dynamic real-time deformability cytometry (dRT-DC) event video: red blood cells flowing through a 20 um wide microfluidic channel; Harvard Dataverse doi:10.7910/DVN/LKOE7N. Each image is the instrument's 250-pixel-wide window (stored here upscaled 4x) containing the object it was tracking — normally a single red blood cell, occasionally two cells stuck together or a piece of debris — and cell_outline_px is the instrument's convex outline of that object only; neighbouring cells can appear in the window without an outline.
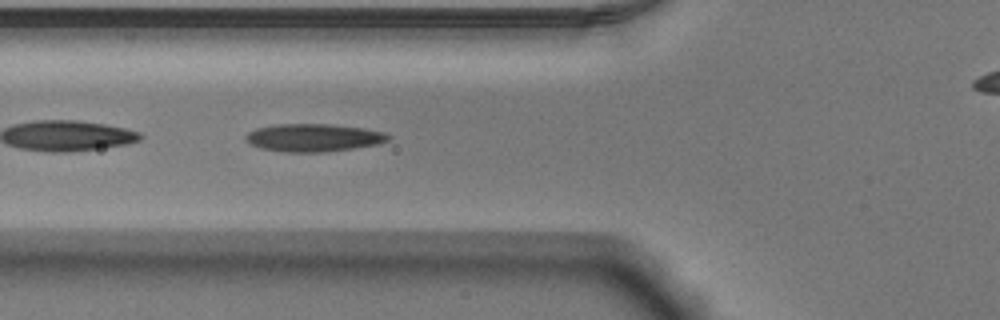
{"species": "Egyptian fruit bat (a non-hibernating species)", "species_latin": "Rousettus aegyptiacus", "temperature_condition": "warm", "stored_images_in_passage": 46, "camera_frame_rate_fps": 3000, "um_per_image_px": 0.085, "animal": {"sex": "male"}, "frame": {"image": 1, "passage_image": 13, "time_ms": 4.0, "image_size_px": [1000, 320], "cell_outline_px": [[392, 136], [388, 140], [380, 144], [324, 152], [288, 152], [260, 148], [244, 140], [244, 136], [248, 132], [256, 128], [276, 124], [328, 124], [364, 128], [380, 132]], "centroid_in_image_um": [26.62, 11.7], "position_along_channel_um": 99.2, "area_um2": 23.0}}
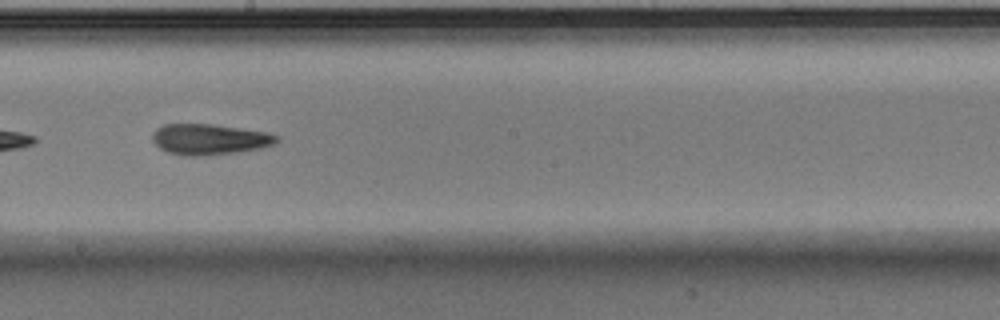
{"frame": {"image": 2, "passage_image": 23, "time_ms": 7.333, "image_size_px": [1000, 320], "cell_outline_px": [[280, 140], [276, 144], [260, 148], [236, 152], [204, 156], [184, 156], [168, 152], [160, 148], [152, 140], [152, 132], [156, 128], [164, 124], [212, 124], [264, 132], [280, 136]], "centroid_in_image_um": [17.79, 11.84], "position_along_channel_um": 230.4, "area_um2": 22.31}}
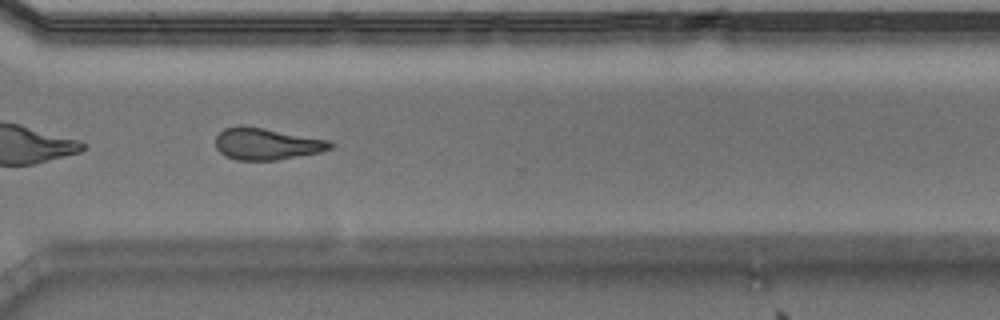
{"frame": {"image": 3, "passage_image": 32, "time_ms": 10.333, "image_size_px": [1000, 320], "cell_outline_px": [[336, 144], [332, 148], [320, 152], [276, 160], [236, 160], [224, 156], [216, 148], [216, 136], [224, 128], [240, 124], [244, 124], [332, 140]], "centroid_in_image_um": [22.68, 12.21], "position_along_channel_um": 347.9, "area_um2": 21.73}, "authors_computed_cell_mechanics": {"area_um2": 21.9062, "velocity_mm_per_s": 3.9313, "shape_relaxation_time_tau1_ms": null, "shape_relaxation_time_tau2_ms": 6.5577, "deformation_change_tau1": null, "deformation_change_tau2": 0.1644}}